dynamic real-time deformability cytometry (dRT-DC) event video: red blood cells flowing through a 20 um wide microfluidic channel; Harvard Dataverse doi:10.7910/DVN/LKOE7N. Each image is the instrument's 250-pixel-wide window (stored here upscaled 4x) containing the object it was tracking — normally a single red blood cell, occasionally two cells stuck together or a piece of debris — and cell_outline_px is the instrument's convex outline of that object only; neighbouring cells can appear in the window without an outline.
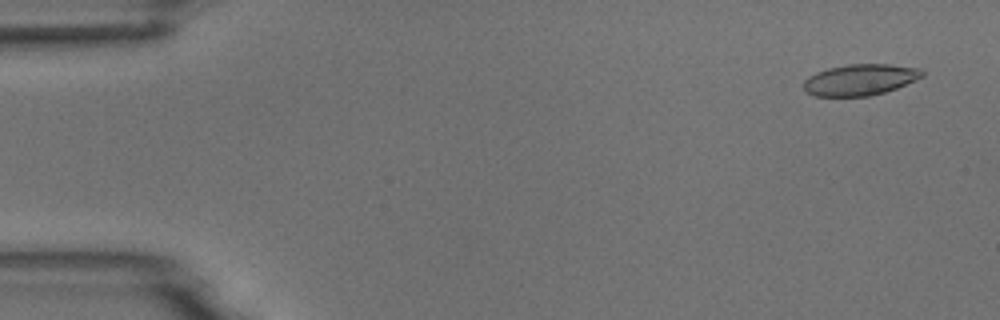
{"species": "common noctule bat (a hibernating species)", "species_latin": "Nyctalus noctula", "temperature_condition": "room temperature", "stored_images_in_passage": 4, "camera_frame_rate_fps": 3000, "um_per_image_px": 0.085, "animal": {"sex": "male", "body_mass_g": 18.8}, "frame": {"image": 1, "passage_image": 1, "time_ms": 0.0, "image_size_px": [1000, 320], "cell_outline_px": [[924, 76], [896, 88], [884, 92], [868, 96], [816, 96], [804, 92], [804, 80], [808, 76], [816, 72], [828, 68], [848, 64], [888, 64], [920, 68], [924, 72]], "centroid_in_image_um": [73.08, 6.77], "position_along_channel_um": 11.9, "area_um2": 21.56}}
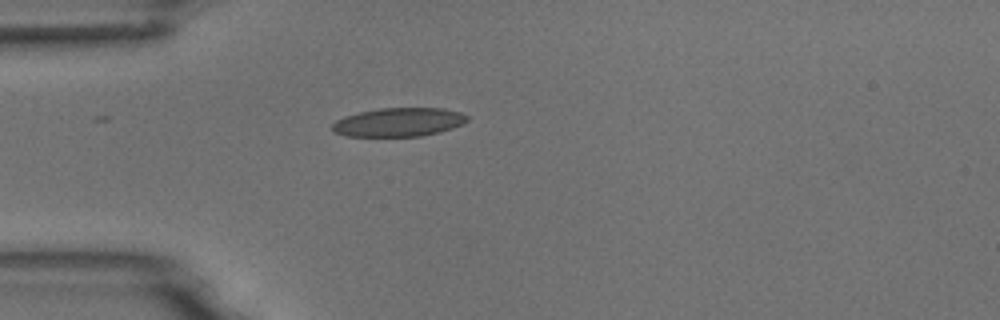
{"frame": {"image": 2, "passage_image": 4, "time_ms": 4.0, "image_size_px": [1000, 320], "cell_outline_px": [[468, 120], [464, 124], [440, 132], [420, 136], [344, 136], [332, 132], [332, 124], [336, 120], [344, 116], [360, 112], [380, 108], [444, 108], [460, 112], [468, 116]], "centroid_in_image_um": [33.89, 10.38], "position_along_channel_um": 51.1, "area_um2": 22.72}}